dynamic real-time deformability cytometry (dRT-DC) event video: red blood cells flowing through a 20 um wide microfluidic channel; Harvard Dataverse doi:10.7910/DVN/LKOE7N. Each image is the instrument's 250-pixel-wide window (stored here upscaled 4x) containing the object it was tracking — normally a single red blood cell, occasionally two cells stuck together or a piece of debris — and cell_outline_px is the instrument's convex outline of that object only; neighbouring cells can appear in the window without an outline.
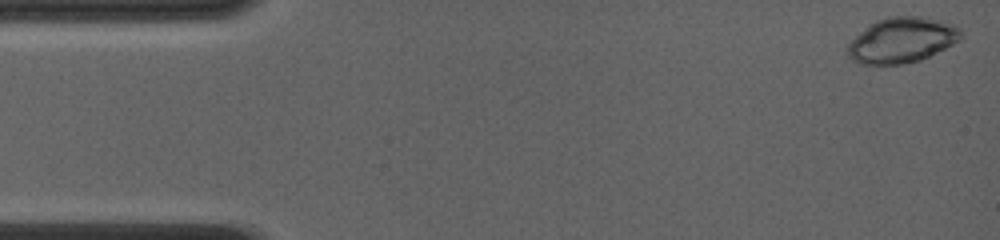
{"species": "common noctule bat (a hibernating species)", "species_latin": "Nyctalus noctula", "temperature_condition": "room temperature", "stored_images_in_passage": 10, "camera_frame_rate_fps": 4000, "um_per_image_px": 0.085, "animal": {"sex": "female", "body_mass_g": 19.0, "forearm_length_mm": 56.7}, "frame": {"image": 1, "passage_image": 1, "time_ms": 0.0, "image_size_px": [1000, 240], "cell_outline_px": [[964, 36], [960, 40], [920, 60], [904, 64], [860, 64], [852, 60], [848, 56], [848, 44], [868, 24], [876, 20], [888, 16], [920, 16], [944, 20], [960, 28]], "centroid_in_image_um": [76.67, 3.39], "position_along_channel_um": 8.3, "area_um2": 30.06}}